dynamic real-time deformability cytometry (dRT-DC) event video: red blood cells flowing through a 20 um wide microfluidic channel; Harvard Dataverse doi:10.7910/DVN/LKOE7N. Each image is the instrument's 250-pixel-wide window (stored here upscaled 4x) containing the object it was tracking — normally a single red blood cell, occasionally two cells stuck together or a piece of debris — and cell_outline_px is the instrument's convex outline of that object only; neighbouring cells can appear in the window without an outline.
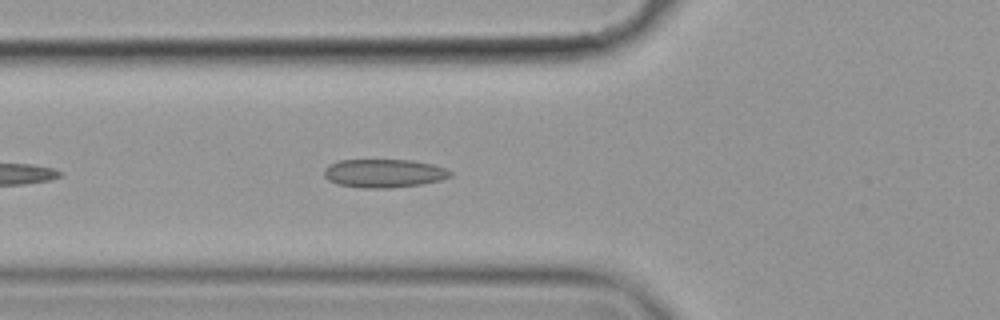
{"species": "common noctule bat (a hibernating species)", "species_latin": "Nyctalus noctula", "temperature_condition": "cold", "stored_images_in_passage": 24, "camera_frame_rate_fps": 3000, "um_per_image_px": 0.085, "animal": {"sex": "female", "body_mass_g": 19.9}, "frame": {"image": 1, "passage_image": 6, "time_ms": 1.667, "image_size_px": [1000, 320], "cell_outline_px": [[452, 176], [440, 180], [424, 184], [392, 188], [364, 188], [336, 184], [328, 180], [324, 176], [324, 168], [328, 164], [340, 160], [412, 160], [432, 164], [444, 168], [452, 172]], "centroid_in_image_um": [32.62, 14.73], "position_along_channel_um": 93.2, "area_um2": 21.1}}
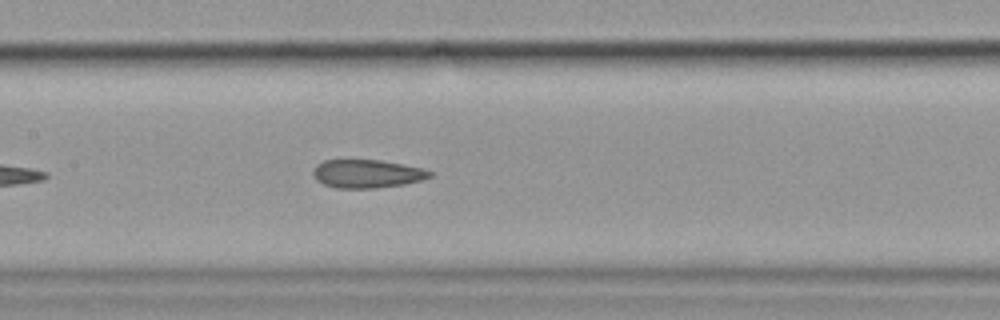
{"frame": {"image": 2, "passage_image": 13, "time_ms": 4.0, "image_size_px": [1000, 320], "cell_outline_px": [[432, 176], [424, 180], [404, 184], [376, 188], [336, 188], [324, 184], [316, 180], [312, 176], [312, 172], [316, 164], [324, 160], [380, 160], [424, 168], [432, 172]], "centroid_in_image_um": [31.2, 14.77], "position_along_channel_um": 176.2, "area_um2": 19.42}}
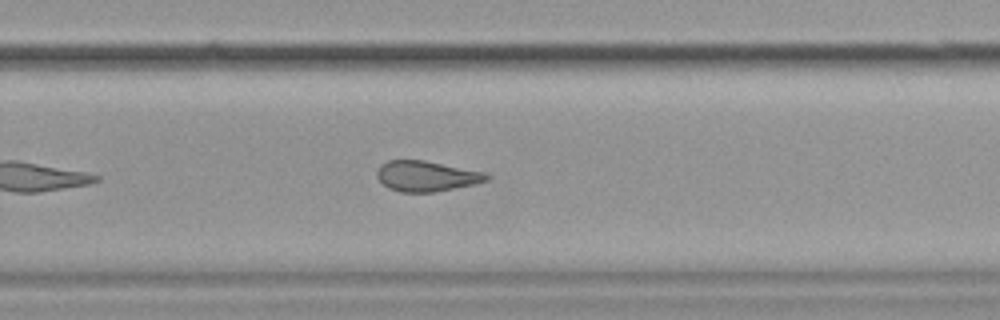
{"frame": {"image": 3, "passage_image": 23, "time_ms": 7.333, "image_size_px": [1000, 320], "cell_outline_px": [[488, 180], [476, 184], [432, 192], [400, 192], [388, 188], [376, 176], [376, 172], [380, 164], [388, 160], [424, 160], [484, 172], [488, 176]], "centroid_in_image_um": [36.21, 14.97], "position_along_channel_um": 293.6, "area_um2": 19.36}}